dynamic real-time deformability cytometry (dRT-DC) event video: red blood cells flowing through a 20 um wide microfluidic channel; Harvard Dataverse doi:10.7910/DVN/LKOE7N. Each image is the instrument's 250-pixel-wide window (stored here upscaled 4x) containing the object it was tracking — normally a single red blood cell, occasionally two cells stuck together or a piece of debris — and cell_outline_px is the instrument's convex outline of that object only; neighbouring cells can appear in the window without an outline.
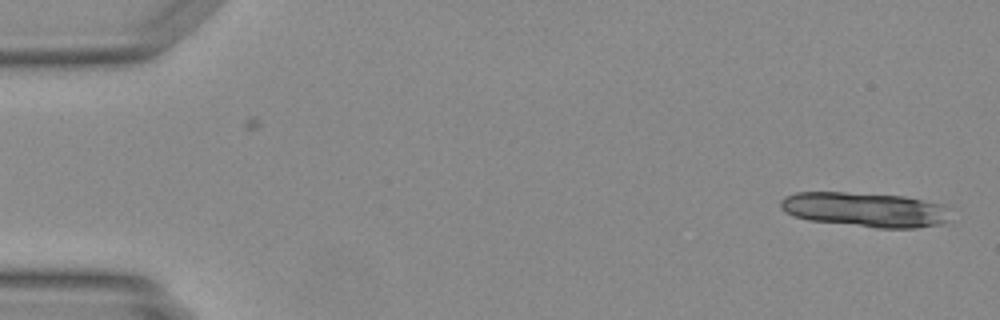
{"species": "Egyptian fruit bat (a non-hibernating species)", "species_latin": "Rousettus aegyptiacus", "temperature_condition": "warm", "stored_images_in_passage": 13, "camera_frame_rate_fps": 3000, "um_per_image_px": 0.085, "animal": {"sex": "female"}, "frame": {"image": 1, "passage_image": 1, "time_ms": 0.0, "image_size_px": [1000, 320], "cell_outline_px": [[956, 208], [940, 224], [916, 228], [876, 228], [808, 220], [796, 216], [788, 212], [780, 204], [780, 200], [784, 196], [796, 192], [848, 192], [904, 196], [944, 204]], "centroid_in_image_um": [73.61, 17.81], "position_along_channel_um": 11.4, "area_um2": 34.56}}